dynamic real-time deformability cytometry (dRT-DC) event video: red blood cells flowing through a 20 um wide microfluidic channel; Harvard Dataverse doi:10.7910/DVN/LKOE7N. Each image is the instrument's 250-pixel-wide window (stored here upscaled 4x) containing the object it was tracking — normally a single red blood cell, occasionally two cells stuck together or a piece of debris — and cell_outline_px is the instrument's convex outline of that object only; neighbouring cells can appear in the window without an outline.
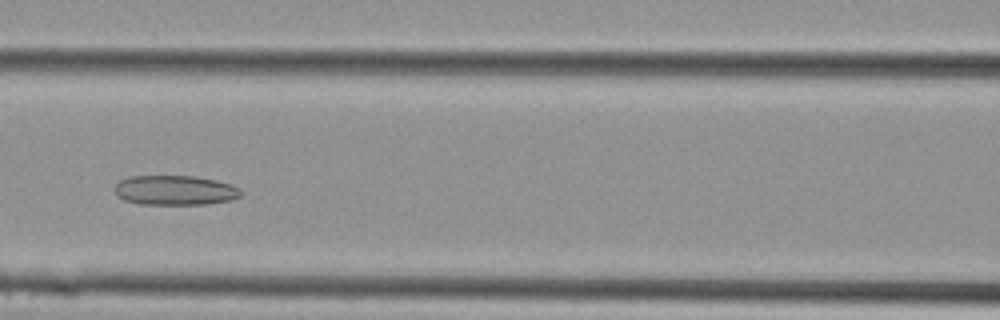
{"species": "Egyptian fruit bat (a non-hibernating species)", "species_latin": "Rousettus aegyptiacus", "temperature_condition": "cold", "stored_images_in_passage": 19, "camera_frame_rate_fps": 3000, "um_per_image_px": 0.085, "animal": {"sex": "female"}, "frame": {"image": 1, "passage_image": 11, "time_ms": 3.333, "image_size_px": [1000, 320], "cell_outline_px": [[240, 196], [232, 200], [208, 204], [140, 204], [124, 200], [116, 196], [112, 188], [120, 180], [132, 176], [196, 176], [216, 180], [232, 184], [240, 188]], "centroid_in_image_um": [14.86, 16.17], "position_along_channel_um": 151.7, "area_um2": 22.08}}
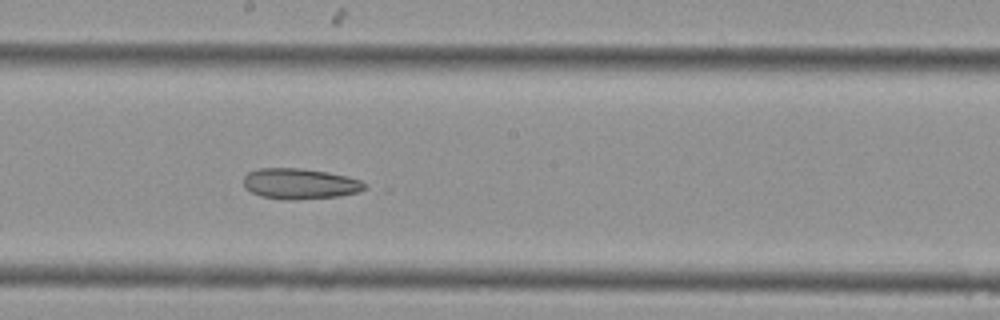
{"frame": {"image": 2, "passage_image": 14, "time_ms": 4.333, "image_size_px": [1000, 320], "cell_outline_px": [[364, 188], [360, 192], [340, 196], [292, 200], [280, 200], [260, 196], [244, 188], [244, 176], [248, 172], [260, 168], [300, 168], [328, 172], [348, 176], [360, 180], [364, 184]], "centroid_in_image_um": [25.47, 15.62], "position_along_channel_um": 222.7, "area_um2": 21.79}}
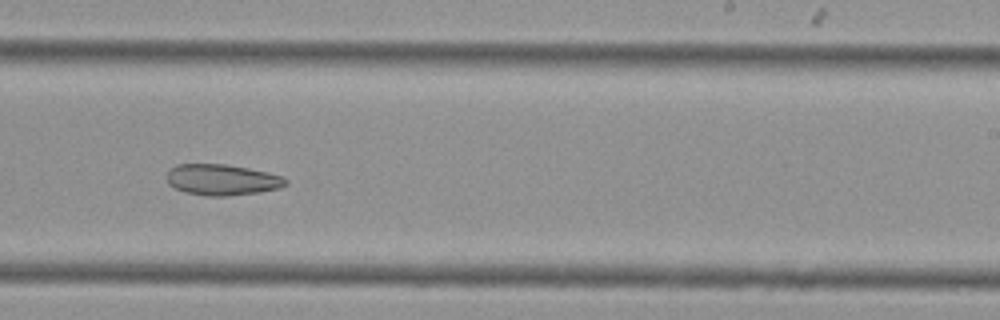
{"frame": {"image": 3, "passage_image": 16, "time_ms": 5.0, "image_size_px": [1000, 320], "cell_outline_px": [[288, 184], [280, 188], [260, 192], [228, 196], [204, 196], [184, 192], [168, 184], [168, 172], [176, 164], [224, 164], [248, 168], [268, 172], [284, 176], [288, 180]], "centroid_in_image_um": [18.92, 15.29], "position_along_channel_um": 270.1, "area_um2": 21.62}}